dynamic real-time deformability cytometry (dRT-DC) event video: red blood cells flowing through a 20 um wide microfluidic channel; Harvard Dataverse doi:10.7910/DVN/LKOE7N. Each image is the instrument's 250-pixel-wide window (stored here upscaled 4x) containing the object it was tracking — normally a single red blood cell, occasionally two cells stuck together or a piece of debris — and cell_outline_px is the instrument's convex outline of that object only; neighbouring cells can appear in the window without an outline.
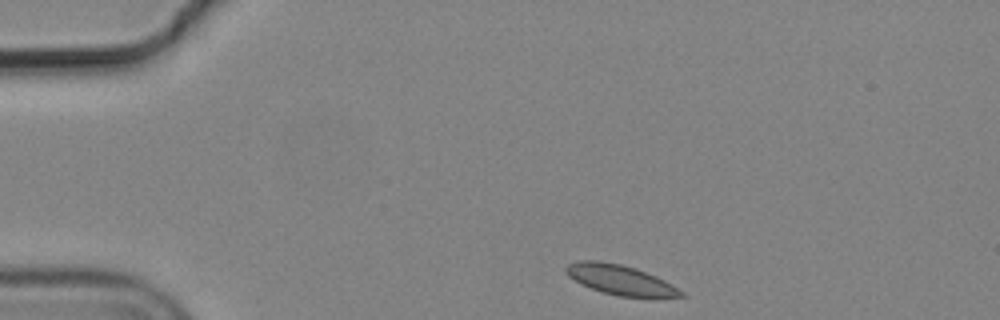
{"species": "common noctule bat (a hibernating species)", "species_latin": "Nyctalus noctula", "temperature_condition": "cold", "stored_images_in_passage": 39, "camera_frame_rate_fps": 3000, "um_per_image_px": 0.085, "animal": {"sex": "male", "body_mass_g": 19.2, "forearm_length_mm": 51.8}, "frame": {"image": 1, "passage_image": 1, "time_ms": 0.0, "image_size_px": [1000, 320], "cell_outline_px": [[688, 296], [620, 296], [604, 292], [580, 284], [568, 276], [564, 272], [564, 268], [568, 264], [580, 260], [600, 260], [620, 264], [656, 276], [664, 280], [684, 292]], "centroid_in_image_um": [52.65, 23.76], "position_along_channel_um": 32.4, "area_um2": 19.59}}
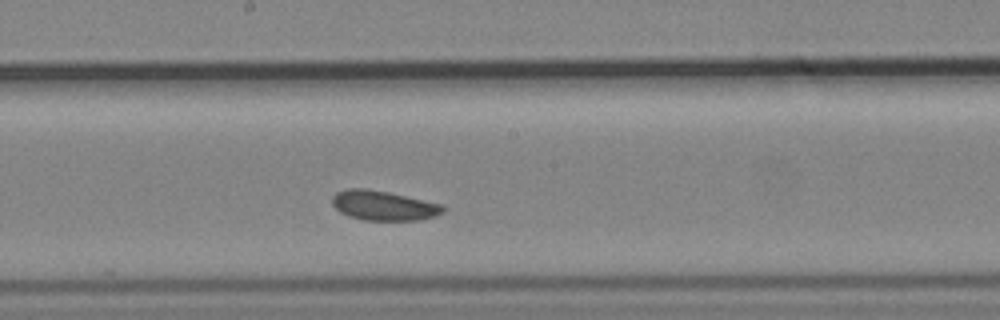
{"frame": {"image": 2, "passage_image": 21, "time_ms": 6.667, "image_size_px": [1000, 320], "cell_outline_px": [[444, 212], [436, 216], [420, 220], [364, 220], [348, 216], [340, 212], [332, 204], [332, 196], [336, 192], [348, 188], [364, 188], [388, 192], [444, 204]], "centroid_in_image_um": [32.61, 17.47], "position_along_channel_um": 215.6, "area_um2": 19.31}}
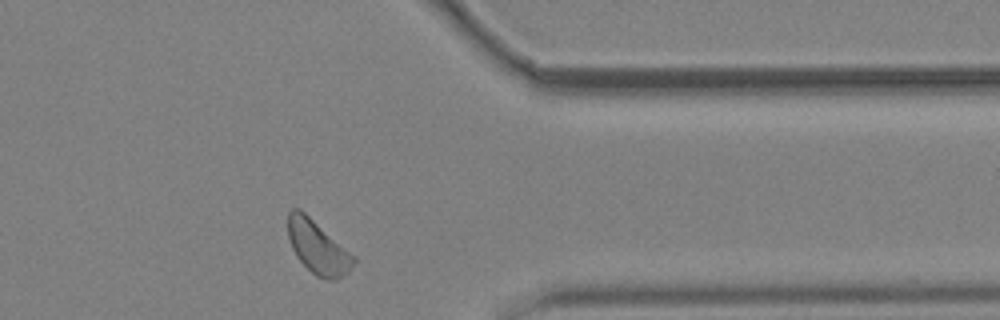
{"frame": {"image": 3, "passage_image": 36, "time_ms": 11.667, "image_size_px": [1000, 320], "cell_outline_px": [[356, 260], [348, 272], [336, 280], [328, 280], [316, 276], [296, 256], [292, 248], [288, 236], [288, 212], [292, 208], [300, 208], [356, 256]], "centroid_in_image_um": [27.02, 21.0], "position_along_channel_um": 384.4, "area_um2": 20.35}, "authors_computed_cell_mechanics": {"area_um2": 19.5942, "velocity_mm_per_s": 3.6108, "shape_relaxation_time_tau1_ms": 1.1565, "shape_relaxation_time_tau2_ms": null, "deformation_change_tau1": 0.0403, "deformation_change_tau2": null}}